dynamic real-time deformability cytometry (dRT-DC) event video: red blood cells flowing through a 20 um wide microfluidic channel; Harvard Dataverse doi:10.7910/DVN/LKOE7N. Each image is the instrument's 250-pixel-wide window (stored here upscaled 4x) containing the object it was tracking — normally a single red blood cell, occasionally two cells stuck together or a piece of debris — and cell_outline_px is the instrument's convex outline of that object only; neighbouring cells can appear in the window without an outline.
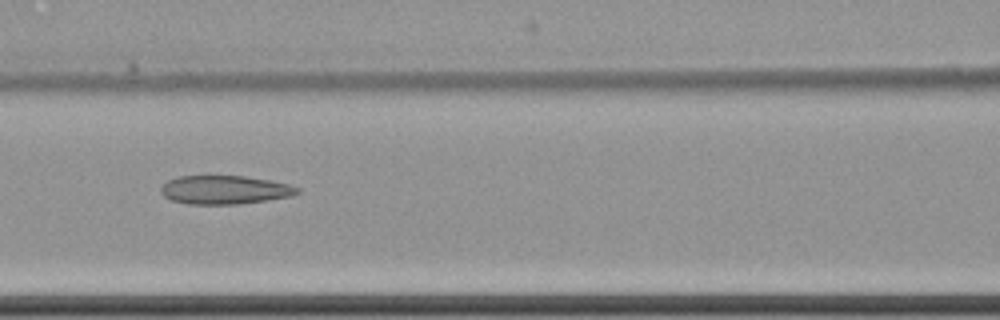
{"species": "common noctule bat (a hibernating species)", "species_latin": "Nyctalus noctula", "temperature_condition": "cold", "stored_images_in_passage": 9, "camera_frame_rate_fps": 3000, "um_per_image_px": 0.085, "animal": {"sex": "female", "body_mass_g": 22.7, "forearm_length_mm": 54.2}, "frame": {"image": 1, "passage_image": 7, "time_ms": 8.333, "image_size_px": [1000, 320], "cell_outline_px": [[300, 192], [292, 196], [268, 200], [236, 204], [188, 204], [172, 200], [164, 196], [160, 192], [160, 188], [168, 180], [176, 176], [244, 176], [268, 180], [288, 184], [300, 188]], "centroid_in_image_um": [19.09, 16.13], "position_along_channel_um": 147.5, "area_um2": 22.72}}
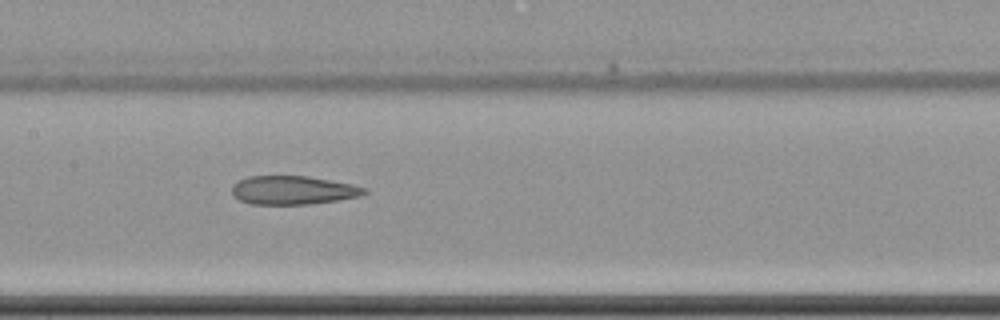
{"frame": {"image": 2, "passage_image": 8, "time_ms": 9.333, "image_size_px": [1000, 320], "cell_outline_px": [[368, 192], [360, 196], [336, 200], [308, 204], [252, 204], [240, 200], [232, 192], [232, 184], [236, 180], [248, 176], [308, 176], [352, 184], [368, 188]], "centroid_in_image_um": [24.9, 16.15], "position_along_channel_um": 182.5, "area_um2": 22.08}}
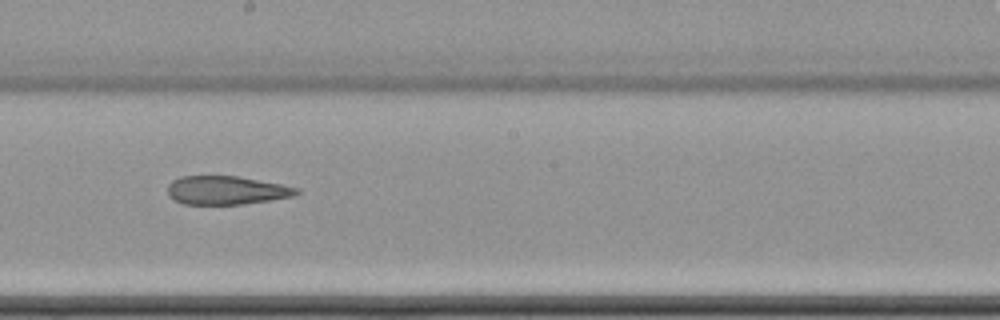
{"frame": {"image": 3, "passage_image": 9, "time_ms": 10.667, "image_size_px": [1000, 320], "cell_outline_px": [[300, 192], [296, 196], [244, 204], [184, 204], [168, 196], [168, 184], [172, 180], [180, 176], [236, 176], [280, 184], [300, 188]], "centroid_in_image_um": [19.25, 16.17], "position_along_channel_um": 228.9, "area_um2": 21.44}}